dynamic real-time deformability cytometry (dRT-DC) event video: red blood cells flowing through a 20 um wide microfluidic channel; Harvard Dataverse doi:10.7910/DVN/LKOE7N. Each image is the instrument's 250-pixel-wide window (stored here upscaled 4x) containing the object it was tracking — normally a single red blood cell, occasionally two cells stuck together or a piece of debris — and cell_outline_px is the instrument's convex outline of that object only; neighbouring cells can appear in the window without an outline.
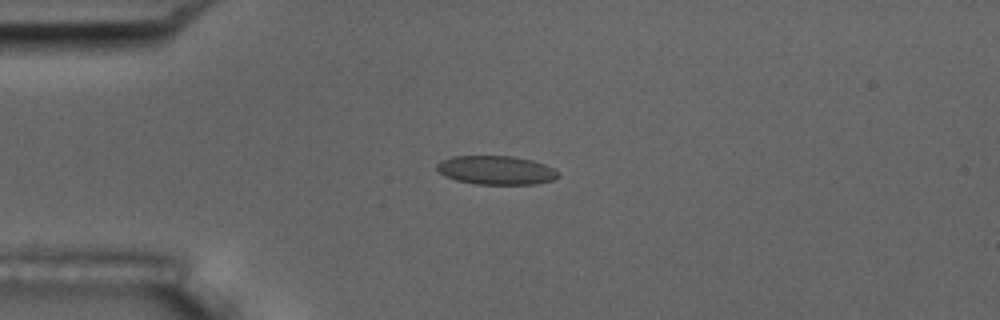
{"species": "common noctule bat (a hibernating species)", "species_latin": "Nyctalus noctula", "temperature_condition": "room temperature", "stored_images_in_passage": 6, "camera_frame_rate_fps": 3000, "um_per_image_px": 0.085, "animal": {"sex": "male", "body_mass_g": 17.5, "forearm_length_mm": 52.3}, "frame": {"image": 1, "passage_image": 4, "time_ms": 3.333, "image_size_px": [1000, 320], "cell_outline_px": [[560, 176], [552, 180], [536, 184], [476, 184], [456, 180], [444, 176], [436, 168], [436, 164], [440, 160], [452, 156], [512, 156], [532, 160], [544, 164], [560, 172]], "centroid_in_image_um": [42.16, 14.46], "position_along_channel_um": 42.8, "area_um2": 20.46}}